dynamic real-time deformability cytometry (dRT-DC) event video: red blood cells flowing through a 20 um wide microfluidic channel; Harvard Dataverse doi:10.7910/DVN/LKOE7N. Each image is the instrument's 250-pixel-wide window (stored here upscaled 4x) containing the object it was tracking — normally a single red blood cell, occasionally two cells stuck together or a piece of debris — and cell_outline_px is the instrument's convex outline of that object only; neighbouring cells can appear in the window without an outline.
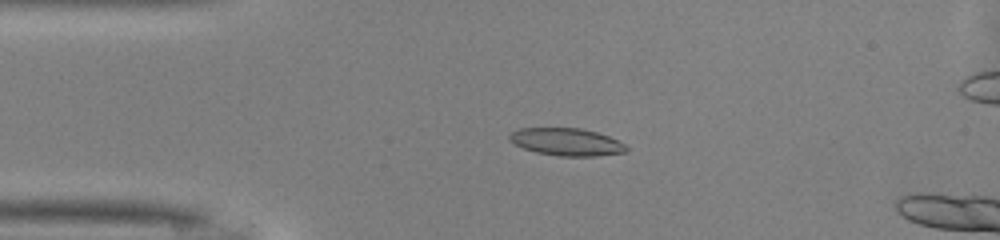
{"species": "common noctule bat (a hibernating species)", "species_latin": "Nyctalus noctula", "temperature_condition": "warm", "stored_images_in_passage": 14, "camera_frame_rate_fps": 3000, "um_per_image_px": 0.085, "animal": {"sex": "male", "body_mass_g": 13.0, "forearm_length_mm": 53.1}, "frame": {"image": 1, "passage_image": 10, "time_ms": 3.0, "image_size_px": [1000, 240], "cell_outline_px": [[628, 148], [624, 152], [596, 156], [560, 156], [536, 152], [524, 148], [508, 140], [508, 136], [512, 132], [520, 128], [580, 128], [596, 132], [608, 136], [624, 144]], "centroid_in_image_um": [48.13, 12.06], "position_along_channel_um": 36.9, "area_um2": 18.5}}